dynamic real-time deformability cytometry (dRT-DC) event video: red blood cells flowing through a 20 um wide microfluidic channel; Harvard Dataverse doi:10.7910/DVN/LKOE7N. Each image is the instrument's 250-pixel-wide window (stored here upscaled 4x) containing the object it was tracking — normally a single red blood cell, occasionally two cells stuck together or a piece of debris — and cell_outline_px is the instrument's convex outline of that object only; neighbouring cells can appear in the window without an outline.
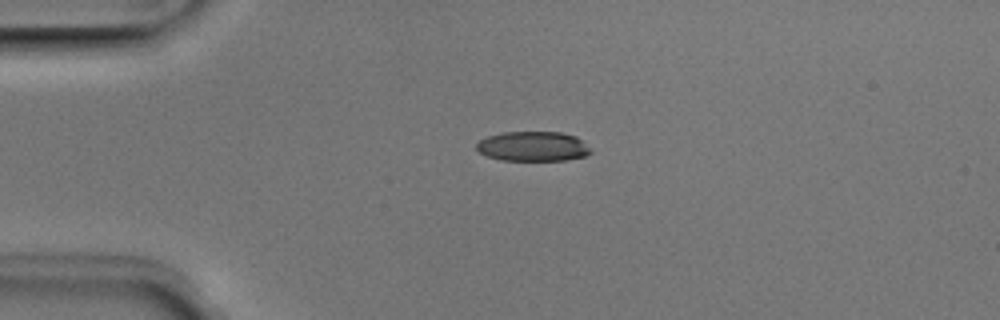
{"species": "Egyptian fruit bat (a non-hibernating species)", "species_latin": "Rousettus aegyptiacus", "temperature_condition": "room temperature", "stored_images_in_passage": 2, "camera_frame_rate_fps": 3000, "um_per_image_px": 0.085, "animal": {"sex": "male"}, "frame": {"image": 1, "passage_image": 1, "time_ms": 0.0, "image_size_px": [1000, 320], "cell_outline_px": [[592, 152], [584, 156], [564, 160], [500, 160], [488, 156], [480, 152], [476, 148], [476, 144], [480, 140], [488, 136], [504, 132], [560, 132], [576, 136]], "centroid_in_image_um": [45.27, 12.44], "position_along_channel_um": 39.7, "area_um2": 19.54}}
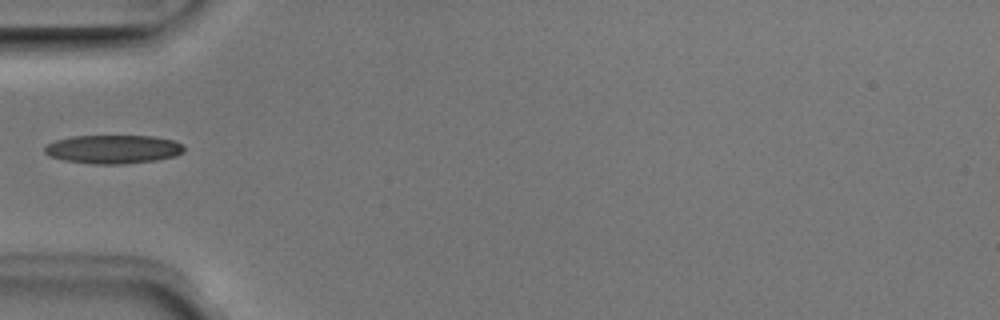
{"frame": {"image": 2, "passage_image": 2, "time_ms": 0.333, "image_size_px": [1000, 320], "cell_outline_px": [[184, 152], [176, 156], [156, 160], [124, 164], [92, 164], [64, 160], [48, 156], [44, 152], [44, 148], [48, 144], [56, 140], [72, 136], [156, 136], [176, 140], [184, 144]], "centroid_in_image_um": [9.66, 12.68], "position_along_channel_um": 75.3, "area_um2": 23.52}}